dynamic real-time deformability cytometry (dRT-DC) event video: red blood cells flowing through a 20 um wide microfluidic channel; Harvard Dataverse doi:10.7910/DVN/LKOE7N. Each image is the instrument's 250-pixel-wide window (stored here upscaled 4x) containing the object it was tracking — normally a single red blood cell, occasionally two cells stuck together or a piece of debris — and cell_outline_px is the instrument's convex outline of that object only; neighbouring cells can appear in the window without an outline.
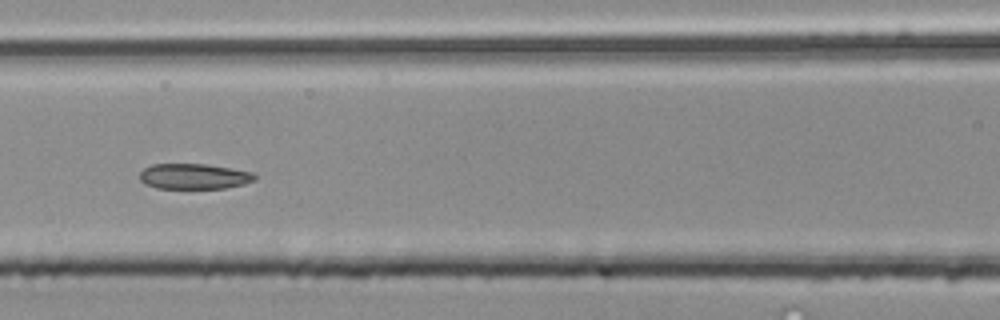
{"species": "common noctule bat (a hibernating species)", "species_latin": "Nyctalus noctula", "temperature_condition": "room temperature", "stored_images_in_passage": 53, "segment_of_instrument_passage": [2, 2], "camera_frame_rate_fps": 3000, "um_per_image_px": 0.085, "animal": {"sex": "male", "body_mass_g": 20.4}, "frame": {"image": 1, "passage_image": 24, "time_ms": 7.667, "image_size_px": [1000, 320], "cell_outline_px": [[256, 180], [244, 184], [224, 188], [156, 188], [144, 184], [140, 180], [140, 172], [144, 168], [152, 164], [204, 164], [232, 168], [252, 172], [256, 176]], "centroid_in_image_um": [16.48, 14.99], "position_along_channel_um": 150.1, "area_um2": 17.11}}
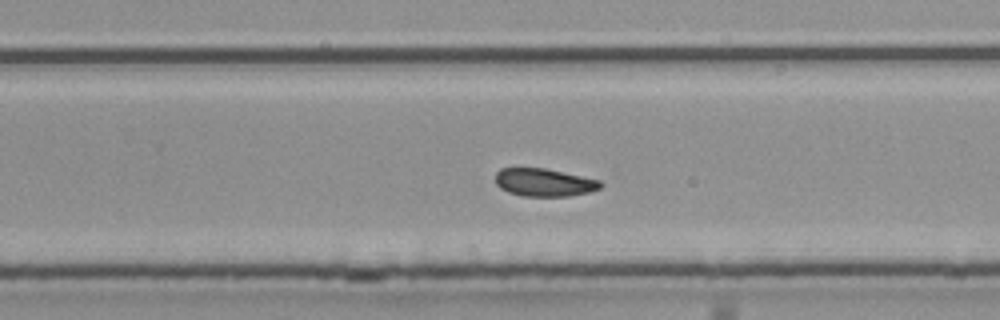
{"frame": {"image": 2, "passage_image": 34, "time_ms": 11.0, "image_size_px": [1000, 320], "cell_outline_px": [[604, 184], [600, 188], [588, 192], [568, 196], [524, 196], [508, 192], [500, 188], [496, 184], [496, 172], [500, 168], [544, 168], [600, 180]], "centroid_in_image_um": [46.24, 15.5], "position_along_channel_um": 283.6, "area_um2": 16.99}}
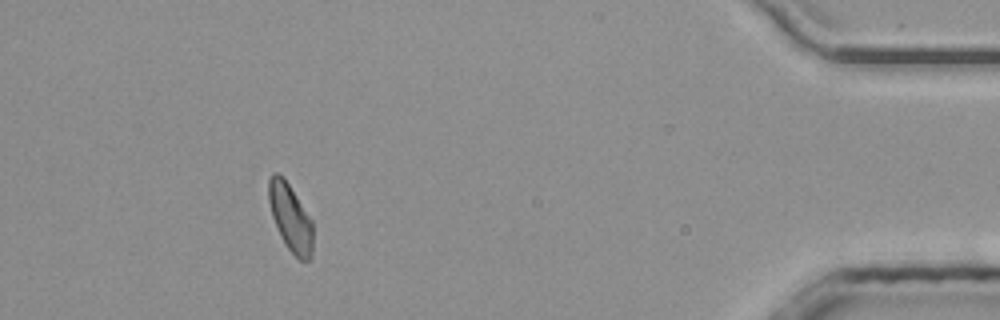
{"frame": {"image": 3, "passage_image": 48, "time_ms": 15.667, "image_size_px": [1000, 320], "cell_outline_px": [[312, 260], [300, 260], [284, 244], [280, 236], [272, 216], [268, 200], [268, 180], [272, 172], [276, 172], [288, 184], [312, 220]], "centroid_in_image_um": [24.67, 18.52], "position_along_channel_um": 410.5, "area_um2": 17.17}}